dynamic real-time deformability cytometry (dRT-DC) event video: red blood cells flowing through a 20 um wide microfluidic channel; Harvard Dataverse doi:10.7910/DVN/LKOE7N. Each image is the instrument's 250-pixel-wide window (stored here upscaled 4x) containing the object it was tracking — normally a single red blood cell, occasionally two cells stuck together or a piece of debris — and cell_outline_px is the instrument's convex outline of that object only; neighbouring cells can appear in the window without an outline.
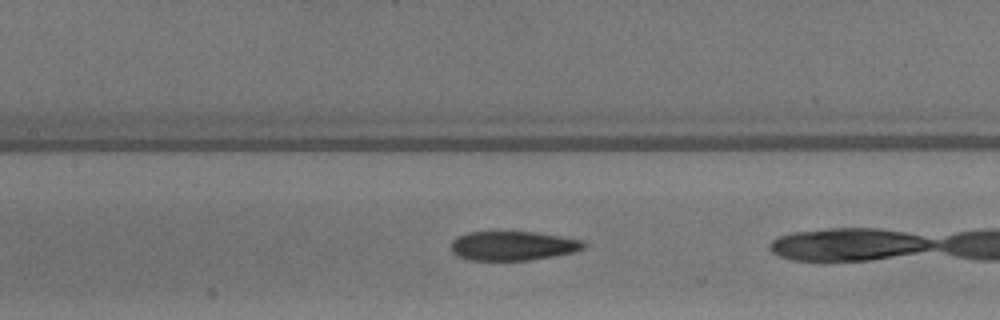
{"species": "common noctule bat (a hibernating species)", "species_latin": "Nyctalus noctula", "temperature_condition": "warm", "stored_images_in_passage": 14, "camera_frame_rate_fps": 3000, "um_per_image_px": 0.085, "animal": {"sex": "male", "body_mass_g": 13.3}, "frame": {"image": 1, "passage_image": 7, "time_ms": 2.0, "image_size_px": [1000, 320], "cell_outline_px": [[588, 244], [584, 248], [572, 252], [532, 260], [468, 260], [456, 256], [452, 252], [452, 240], [456, 236], [468, 232], [536, 232], [584, 240]], "centroid_in_image_um": [43.59, 20.89], "position_along_channel_um": 163.8, "area_um2": 22.72}}
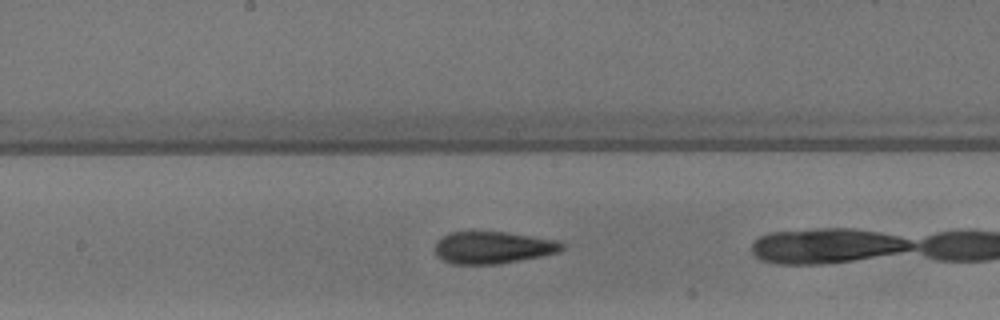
{"frame": {"image": 2, "passage_image": 10, "time_ms": 3.0, "image_size_px": [1000, 320], "cell_outline_px": [[564, 248], [556, 252], [540, 256], [500, 264], [452, 264], [436, 256], [436, 240], [440, 236], [448, 232], [508, 232], [560, 240], [564, 244]], "centroid_in_image_um": [41.88, 21.03], "position_along_channel_um": 206.3, "area_um2": 23.93}}